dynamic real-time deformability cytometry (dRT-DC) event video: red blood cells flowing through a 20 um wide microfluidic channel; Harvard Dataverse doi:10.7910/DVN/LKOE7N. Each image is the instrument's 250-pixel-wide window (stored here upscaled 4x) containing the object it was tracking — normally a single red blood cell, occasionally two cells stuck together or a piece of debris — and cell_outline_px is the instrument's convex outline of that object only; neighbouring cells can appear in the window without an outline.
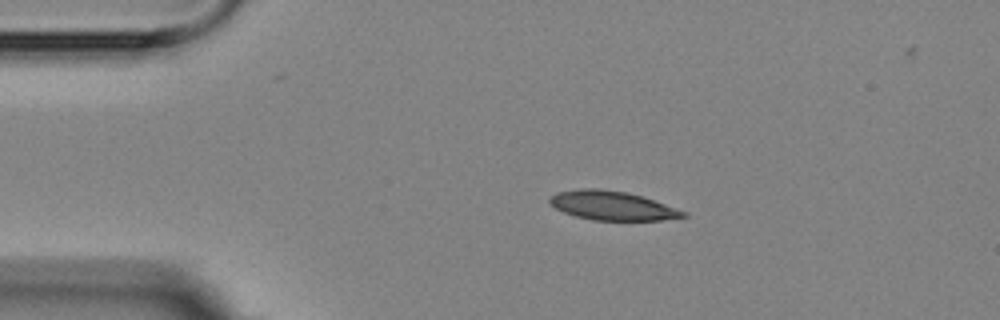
{"species": "Egyptian fruit bat (a non-hibernating species)", "species_latin": "Rousettus aegyptiacus", "temperature_condition": "room temperature", "stored_images_in_passage": 3, "camera_frame_rate_fps": 3000, "um_per_image_px": 0.085, "animal": {"sex": "female"}, "frame": {"image": 1, "passage_image": 2, "time_ms": 2.0, "image_size_px": [1000, 320], "cell_outline_px": [[688, 216], [660, 220], [592, 220], [576, 216], [564, 212], [556, 208], [548, 200], [556, 192], [580, 188], [600, 188], [628, 192], [688, 212]], "centroid_in_image_um": [52.03, 17.47], "position_along_channel_um": 33.0, "area_um2": 22.43}}